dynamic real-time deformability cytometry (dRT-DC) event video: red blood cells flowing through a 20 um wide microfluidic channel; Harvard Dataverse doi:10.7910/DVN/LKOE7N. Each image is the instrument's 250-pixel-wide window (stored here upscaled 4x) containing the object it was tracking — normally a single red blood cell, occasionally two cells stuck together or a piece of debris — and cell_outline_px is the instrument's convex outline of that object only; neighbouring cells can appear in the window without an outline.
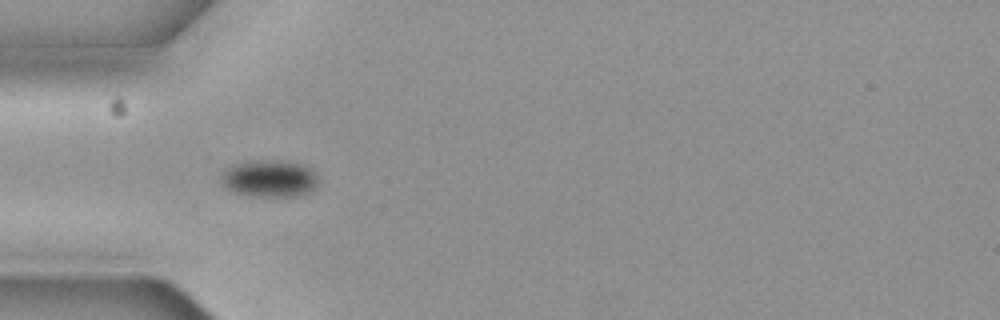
{"species": "common noctule bat (a hibernating species)", "species_latin": "Nyctalus noctula", "temperature_condition": "cold", "stored_images_in_passage": 6, "camera_frame_rate_fps": 3000, "um_per_image_px": 0.085, "animal": {"sex": "female", "body_mass_g": 19.3, "forearm_length_mm": 54.1}, "frame": {"image": 1, "passage_image": 5, "time_ms": 1.333, "image_size_px": [1000, 320], "cell_outline_px": [[320, 180], [316, 188], [300, 196], [248, 196], [236, 192], [228, 188], [220, 180], [220, 176], [224, 168], [236, 164], [268, 160], [300, 164], [308, 168]], "centroid_in_image_um": [22.9, 15.2], "position_along_channel_um": 62.1, "area_um2": 20.63}}
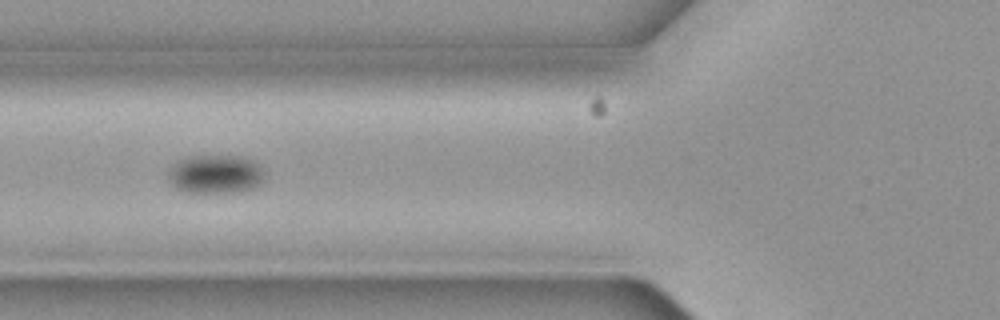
{"frame": {"image": 2, "passage_image": 6, "time_ms": 1.667, "image_size_px": [1000, 320], "cell_outline_px": [[264, 176], [260, 184], [252, 188], [232, 192], [188, 192], [176, 188], [168, 180], [168, 168], [176, 160], [188, 156], [236, 156], [252, 160], [264, 172]], "centroid_in_image_um": [18.24, 14.79], "position_along_channel_um": 107.6, "area_um2": 21.62}}